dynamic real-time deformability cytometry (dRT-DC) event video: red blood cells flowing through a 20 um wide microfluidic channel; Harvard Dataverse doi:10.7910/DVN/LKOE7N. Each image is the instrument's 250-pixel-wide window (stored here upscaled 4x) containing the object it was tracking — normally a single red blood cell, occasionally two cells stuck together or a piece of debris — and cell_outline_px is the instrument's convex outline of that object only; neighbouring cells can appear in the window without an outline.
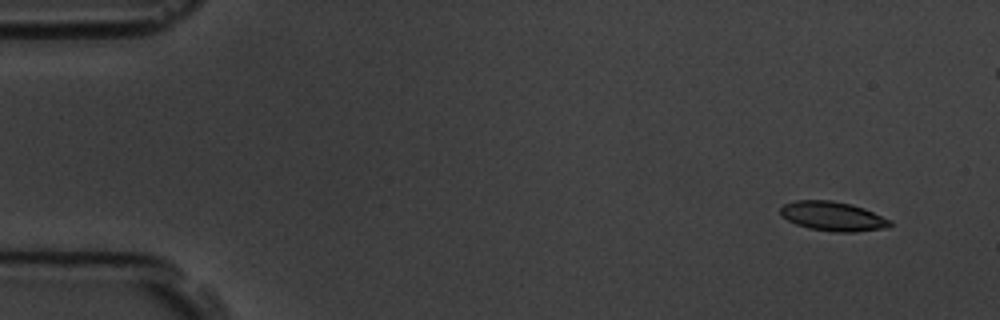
{"species": "common noctule bat (a hibernating species)", "species_latin": "Nyctalus noctula", "temperature_condition": "room temperature", "stored_images_in_passage": 5, "camera_frame_rate_fps": 3000, "um_per_image_px": 0.085, "animal": {"sex": "male", "body_mass_g": 19.5, "forearm_length_mm": 54.6}, "frame": {"image": 1, "passage_image": 1, "time_ms": 0.0, "image_size_px": [1000, 320], "cell_outline_px": [[892, 224], [888, 228], [856, 232], [832, 232], [808, 228], [796, 224], [780, 216], [780, 208], [784, 204], [796, 200], [832, 200], [852, 204], [864, 208], [892, 220]], "centroid_in_image_um": [70.8, 18.39], "position_along_channel_um": 14.2, "area_um2": 19.02}}
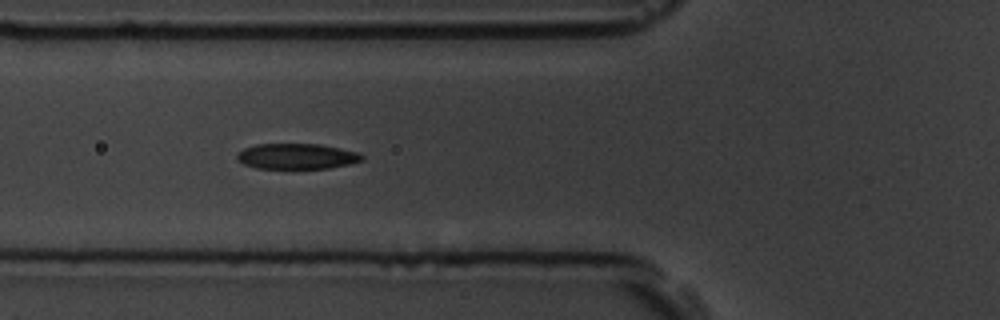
{"frame": {"image": 2, "passage_image": 5, "time_ms": 5.333, "image_size_px": [1000, 320], "cell_outline_px": [[364, 160], [348, 164], [328, 168], [256, 168], [244, 164], [236, 160], [236, 152], [244, 148], [256, 144], [320, 144], [340, 148], [356, 152], [364, 156]], "centroid_in_image_um": [25.18, 13.28], "position_along_channel_um": 100.6, "area_um2": 18.61}}